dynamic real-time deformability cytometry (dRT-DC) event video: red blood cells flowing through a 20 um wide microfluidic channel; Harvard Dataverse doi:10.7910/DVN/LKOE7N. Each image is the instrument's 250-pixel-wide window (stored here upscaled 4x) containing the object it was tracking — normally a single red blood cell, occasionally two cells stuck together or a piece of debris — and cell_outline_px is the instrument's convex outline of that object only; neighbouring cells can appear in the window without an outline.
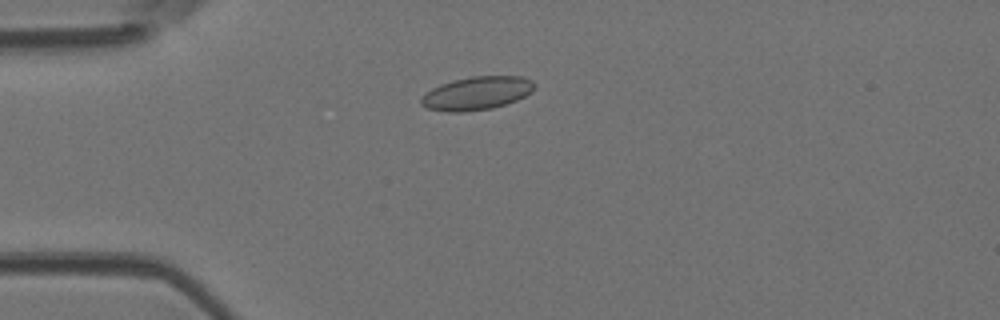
{"species": "Egyptian fruit bat (a non-hibernating species)", "species_latin": "Rousettus aegyptiacus", "temperature_condition": "room temperature", "stored_images_in_passage": 5, "camera_frame_rate_fps": 3000, "um_per_image_px": 0.085, "animal": {"sex": "female"}, "frame": {"image": 1, "passage_image": 4, "time_ms": 1.0, "image_size_px": [1000, 320], "cell_outline_px": [[536, 88], [532, 92], [516, 100], [492, 108], [464, 112], [448, 112], [428, 108], [420, 104], [420, 96], [432, 88], [440, 84], [452, 80], [472, 76], [520, 76], [532, 80], [536, 84]], "centroid_in_image_um": [40.52, 7.92], "position_along_channel_um": 44.5, "area_um2": 22.14}}
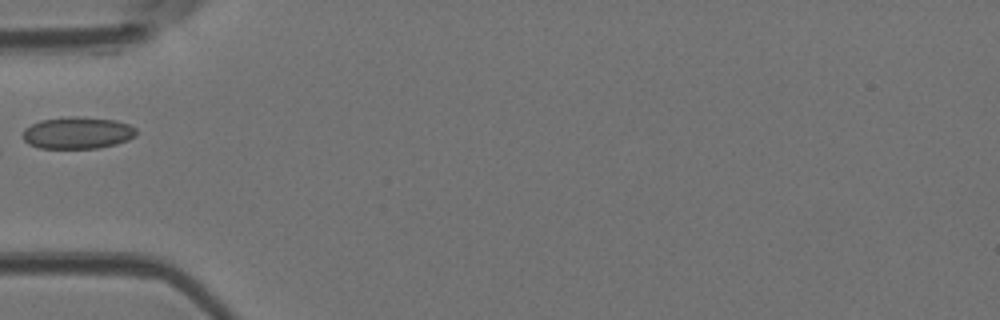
{"frame": {"image": 2, "passage_image": 5, "time_ms": 1.333, "image_size_px": [1000, 320], "cell_outline_px": [[136, 136], [128, 140], [116, 144], [100, 148], [40, 148], [28, 144], [20, 136], [24, 128], [40, 120], [68, 116], [76, 116], [116, 120], [128, 124], [136, 128]], "centroid_in_image_um": [6.56, 11.29], "position_along_channel_um": 78.4, "area_um2": 21.39}}